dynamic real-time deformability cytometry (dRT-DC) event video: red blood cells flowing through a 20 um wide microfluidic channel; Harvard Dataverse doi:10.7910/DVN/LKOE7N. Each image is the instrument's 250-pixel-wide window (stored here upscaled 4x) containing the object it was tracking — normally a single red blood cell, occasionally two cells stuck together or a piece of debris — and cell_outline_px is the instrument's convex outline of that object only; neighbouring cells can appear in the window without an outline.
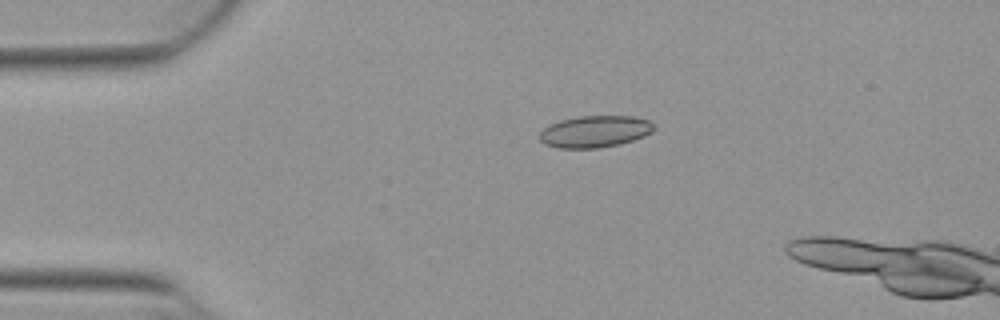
{"species": "Egyptian fruit bat (a non-hibernating species)", "species_latin": "Rousettus aegyptiacus", "temperature_condition": "warm", "stored_images_in_passage": 38, "camera_frame_rate_fps": 3000, "um_per_image_px": 0.085, "animal": {"sex": "female"}, "frame": {"image": 1, "passage_image": 1, "time_ms": 0.0, "image_size_px": [1000, 320], "cell_outline_px": [[656, 128], [652, 132], [644, 136], [620, 144], [600, 148], [556, 148], [544, 144], [540, 140], [540, 132], [548, 124], [560, 120], [580, 116], [632, 116], [652, 120], [656, 124]], "centroid_in_image_um": [50.6, 11.17], "position_along_channel_um": 34.4, "area_um2": 21.5}}
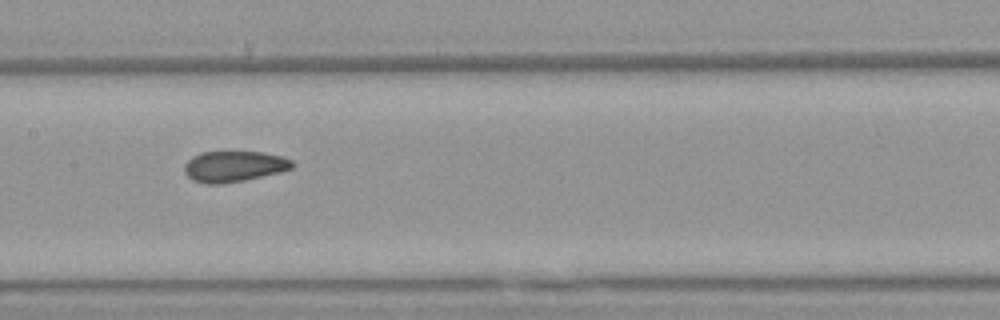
{"frame": {"image": 2, "passage_image": 16, "time_ms": 5.0, "image_size_px": [1000, 320], "cell_outline_px": [[296, 164], [292, 168], [280, 172], [244, 180], [220, 184], [208, 184], [192, 180], [184, 172], [184, 164], [192, 156], [200, 152], [260, 152], [280, 156], [292, 160]], "centroid_in_image_um": [19.87, 14.14], "position_along_channel_um": 187.5, "area_um2": 19.36}}
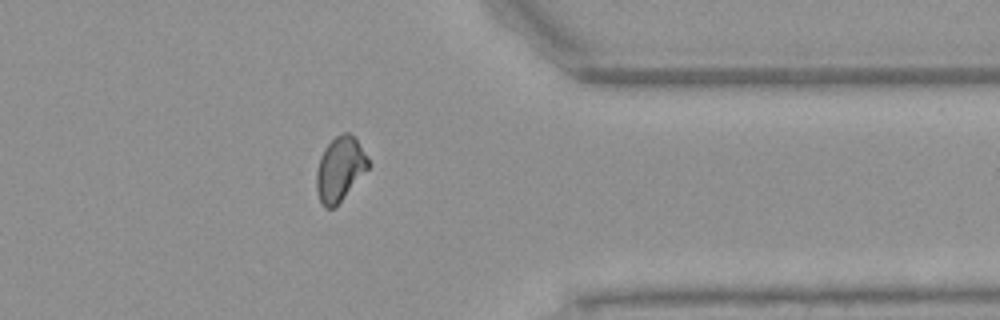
{"frame": {"image": 3, "passage_image": 32, "time_ms": 10.333, "image_size_px": [1000, 320], "cell_outline_px": [[368, 168], [344, 196], [332, 208], [324, 208], [320, 200], [316, 188], [316, 172], [320, 156], [324, 148], [336, 136], [344, 132], [348, 132], [356, 136], [368, 160]], "centroid_in_image_um": [28.87, 14.32], "position_along_channel_um": 382.5, "area_um2": 19.02}, "authors_computed_cell_mechanics": {"area_um2": 19.7098, "velocity_mm_per_s": 3.8782, "shape_relaxation_time_tau1_ms": null, "shape_relaxation_time_tau2_ms": 1.4309, "deformation_change_tau1": null, "deformation_change_tau2": 0.058}}